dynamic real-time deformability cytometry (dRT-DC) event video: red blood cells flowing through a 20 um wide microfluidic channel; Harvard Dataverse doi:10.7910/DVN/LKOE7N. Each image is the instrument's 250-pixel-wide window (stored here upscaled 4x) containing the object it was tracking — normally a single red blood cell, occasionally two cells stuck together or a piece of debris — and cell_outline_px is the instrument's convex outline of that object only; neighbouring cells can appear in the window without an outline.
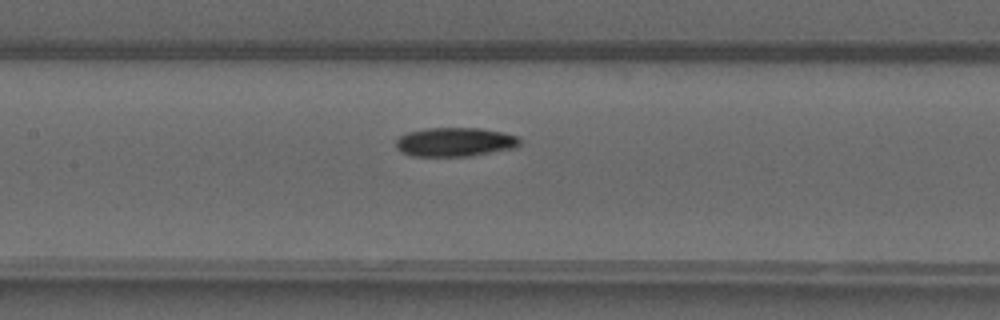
{"species": "common noctule bat (a hibernating species)", "species_latin": "Nyctalus noctula", "temperature_condition": "warm", "stored_images_in_passage": 50, "camera_frame_rate_fps": 3000, "um_per_image_px": 0.085, "animal": {"sex": "male", "forearm_length_mm": 52.5}, "frame": {"image": 1, "passage_image": 24, "time_ms": 7.667, "image_size_px": [1000, 320], "cell_outline_px": [[520, 144], [516, 148], [468, 156], [412, 156], [400, 152], [396, 148], [396, 140], [400, 136], [408, 132], [428, 128], [480, 128], [504, 132], [516, 136], [520, 140]], "centroid_in_image_um": [38.67, 12.07], "position_along_channel_um": 168.7, "area_um2": 20.98}}
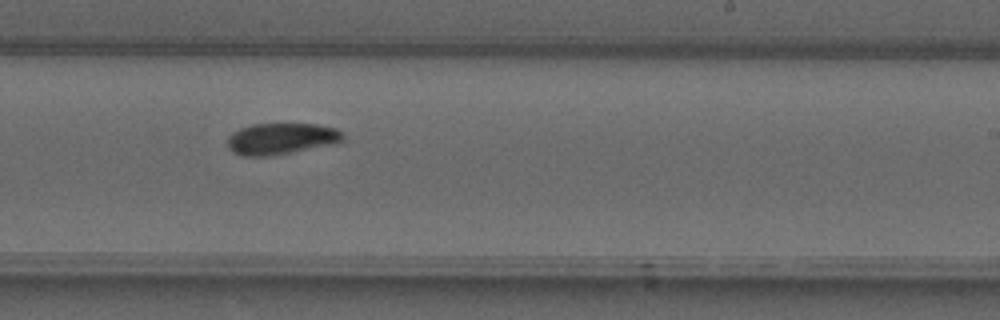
{"frame": {"image": 2, "passage_image": 31, "time_ms": 10.0, "image_size_px": [1000, 320], "cell_outline_px": [[344, 140], [340, 144], [272, 156], [240, 156], [232, 152], [228, 148], [228, 136], [232, 132], [240, 128], [252, 124], [316, 124], [336, 128], [344, 132]], "centroid_in_image_um": [23.96, 11.81], "position_along_channel_um": 265.0, "area_um2": 21.73}}
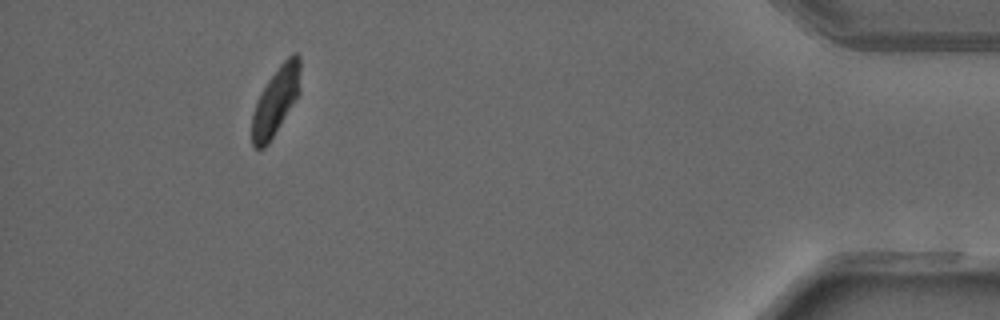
{"frame": {"image": 3, "passage_image": 46, "time_ms": 15.0, "image_size_px": [1000, 320], "cell_outline_px": [[300, 92], [268, 144], [264, 148], [252, 148], [252, 112], [256, 100], [260, 92], [268, 80], [280, 64], [292, 52], [296, 52], [300, 56]], "centroid_in_image_um": [23.43, 8.55], "position_along_channel_um": 411.8, "area_um2": 19.19}, "authors_computed_cell_mechanics": {"area_um2": 20.1722, "velocity_mm_per_s": 4.1465, "shape_relaxation_time_tau1_ms": 6.4802, "shape_relaxation_time_tau2_ms": 6.8852, "deformation_change_tau1": 0.2001, "deformation_change_tau2": 0.1165}}